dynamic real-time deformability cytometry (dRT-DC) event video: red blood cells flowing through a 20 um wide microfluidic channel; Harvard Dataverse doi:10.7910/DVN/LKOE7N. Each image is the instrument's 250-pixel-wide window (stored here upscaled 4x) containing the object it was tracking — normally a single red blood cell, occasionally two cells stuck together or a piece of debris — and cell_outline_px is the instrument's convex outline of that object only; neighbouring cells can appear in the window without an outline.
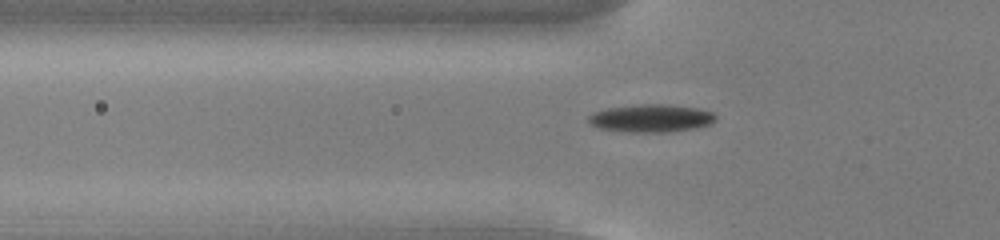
{"species": "common noctule bat (a hibernating species)", "species_latin": "Nyctalus noctula", "temperature_condition": "cold", "stored_images_in_passage": 56, "camera_frame_rate_fps": 3000, "um_per_image_px": 0.085, "animal": {"sex": "male", "body_mass_g": 13.0, "forearm_length_mm": 53.1}, "frame": {"image": 1, "passage_image": 20, "time_ms": 6.333, "image_size_px": [1000, 240], "cell_outline_px": [[716, 120], [712, 124], [696, 128], [668, 132], [632, 132], [600, 128], [592, 124], [588, 120], [588, 116], [592, 112], [608, 108], [640, 104], [668, 104], [696, 108], [712, 112], [716, 116]], "centroid_in_image_um": [55.38, 10.05], "position_along_channel_um": 70.4, "area_um2": 20.58}}
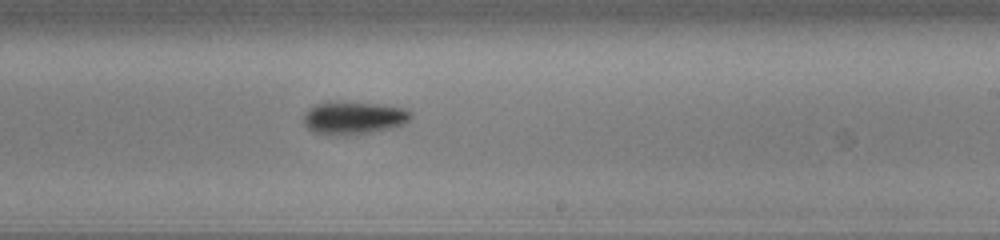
{"frame": {"image": 2, "passage_image": 35, "time_ms": 11.333, "image_size_px": [1000, 240], "cell_outline_px": [[412, 116], [404, 124], [392, 128], [372, 132], [348, 136], [328, 136], [312, 132], [304, 124], [304, 116], [316, 104], [376, 104], [404, 108], [412, 112]], "centroid_in_image_um": [30.09, 10.09], "position_along_channel_um": 258.9, "area_um2": 20.0}}
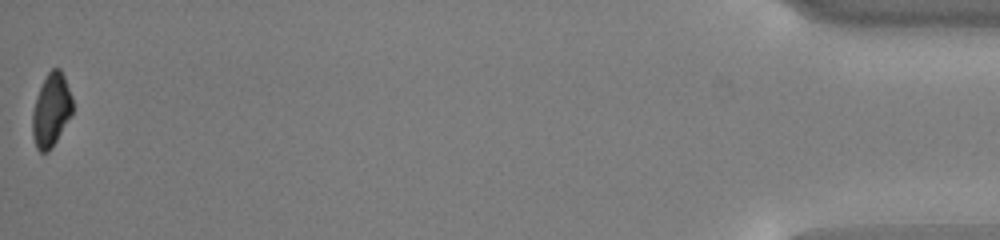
{"frame": {"image": 3, "passage_image": 56, "time_ms": 18.333, "image_size_px": [1000, 240], "cell_outline_px": [[72, 112], [56, 140], [48, 152], [40, 152], [36, 148], [32, 136], [32, 112], [36, 96], [48, 72], [52, 68], [60, 68], [64, 76], [72, 96]], "centroid_in_image_um": [4.33, 9.35], "position_along_channel_um": 430.9, "area_um2": 16.94}, "authors_computed_cell_mechanics": {"area_um2": 18.3804, "velocity_mm_per_s": 3.783, "shape_relaxation_time_tau1_ms": 4.041, "shape_relaxation_time_tau2_ms": null, "deformation_change_tau1": 0.1523, "deformation_change_tau2": null}}